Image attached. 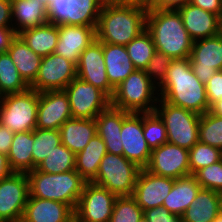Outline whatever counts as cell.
<instances>
[{
	"label": "cell",
	"mask_w": 222,
	"mask_h": 222,
	"mask_svg": "<svg viewBox=\"0 0 222 222\" xmlns=\"http://www.w3.org/2000/svg\"><path fill=\"white\" fill-rule=\"evenodd\" d=\"M70 118V103L64 90L39 93L36 128L59 130Z\"/></svg>",
	"instance_id": "cell-18"
},
{
	"label": "cell",
	"mask_w": 222,
	"mask_h": 222,
	"mask_svg": "<svg viewBox=\"0 0 222 222\" xmlns=\"http://www.w3.org/2000/svg\"><path fill=\"white\" fill-rule=\"evenodd\" d=\"M142 216L143 210L133 196H118L109 222H138Z\"/></svg>",
	"instance_id": "cell-40"
},
{
	"label": "cell",
	"mask_w": 222,
	"mask_h": 222,
	"mask_svg": "<svg viewBox=\"0 0 222 222\" xmlns=\"http://www.w3.org/2000/svg\"><path fill=\"white\" fill-rule=\"evenodd\" d=\"M158 100L157 86L144 70L136 69L115 89L111 106L132 113L154 112Z\"/></svg>",
	"instance_id": "cell-5"
},
{
	"label": "cell",
	"mask_w": 222,
	"mask_h": 222,
	"mask_svg": "<svg viewBox=\"0 0 222 222\" xmlns=\"http://www.w3.org/2000/svg\"><path fill=\"white\" fill-rule=\"evenodd\" d=\"M187 3H189V0H157L150 9L178 10Z\"/></svg>",
	"instance_id": "cell-49"
},
{
	"label": "cell",
	"mask_w": 222,
	"mask_h": 222,
	"mask_svg": "<svg viewBox=\"0 0 222 222\" xmlns=\"http://www.w3.org/2000/svg\"><path fill=\"white\" fill-rule=\"evenodd\" d=\"M194 176L202 188L222 194V160L201 168Z\"/></svg>",
	"instance_id": "cell-41"
},
{
	"label": "cell",
	"mask_w": 222,
	"mask_h": 222,
	"mask_svg": "<svg viewBox=\"0 0 222 222\" xmlns=\"http://www.w3.org/2000/svg\"><path fill=\"white\" fill-rule=\"evenodd\" d=\"M96 39V29L91 26L60 25L56 54L75 63L79 62L80 54Z\"/></svg>",
	"instance_id": "cell-20"
},
{
	"label": "cell",
	"mask_w": 222,
	"mask_h": 222,
	"mask_svg": "<svg viewBox=\"0 0 222 222\" xmlns=\"http://www.w3.org/2000/svg\"><path fill=\"white\" fill-rule=\"evenodd\" d=\"M39 92L32 88L3 95L0 104V123L13 133L36 128Z\"/></svg>",
	"instance_id": "cell-7"
},
{
	"label": "cell",
	"mask_w": 222,
	"mask_h": 222,
	"mask_svg": "<svg viewBox=\"0 0 222 222\" xmlns=\"http://www.w3.org/2000/svg\"><path fill=\"white\" fill-rule=\"evenodd\" d=\"M17 36L13 27H0V53L10 48L12 40Z\"/></svg>",
	"instance_id": "cell-47"
},
{
	"label": "cell",
	"mask_w": 222,
	"mask_h": 222,
	"mask_svg": "<svg viewBox=\"0 0 222 222\" xmlns=\"http://www.w3.org/2000/svg\"><path fill=\"white\" fill-rule=\"evenodd\" d=\"M185 29L193 41L212 37L222 32V19L190 2L178 9Z\"/></svg>",
	"instance_id": "cell-21"
},
{
	"label": "cell",
	"mask_w": 222,
	"mask_h": 222,
	"mask_svg": "<svg viewBox=\"0 0 222 222\" xmlns=\"http://www.w3.org/2000/svg\"><path fill=\"white\" fill-rule=\"evenodd\" d=\"M158 92L164 101L199 115L210 109L205 85L193 73L189 57L172 60Z\"/></svg>",
	"instance_id": "cell-1"
},
{
	"label": "cell",
	"mask_w": 222,
	"mask_h": 222,
	"mask_svg": "<svg viewBox=\"0 0 222 222\" xmlns=\"http://www.w3.org/2000/svg\"><path fill=\"white\" fill-rule=\"evenodd\" d=\"M199 141L222 151V117L210 111L200 115Z\"/></svg>",
	"instance_id": "cell-37"
},
{
	"label": "cell",
	"mask_w": 222,
	"mask_h": 222,
	"mask_svg": "<svg viewBox=\"0 0 222 222\" xmlns=\"http://www.w3.org/2000/svg\"><path fill=\"white\" fill-rule=\"evenodd\" d=\"M102 6L106 5H131V0H99Z\"/></svg>",
	"instance_id": "cell-53"
},
{
	"label": "cell",
	"mask_w": 222,
	"mask_h": 222,
	"mask_svg": "<svg viewBox=\"0 0 222 222\" xmlns=\"http://www.w3.org/2000/svg\"><path fill=\"white\" fill-rule=\"evenodd\" d=\"M130 60L138 70H145L148 62L156 52L150 33L145 30L126 46Z\"/></svg>",
	"instance_id": "cell-34"
},
{
	"label": "cell",
	"mask_w": 222,
	"mask_h": 222,
	"mask_svg": "<svg viewBox=\"0 0 222 222\" xmlns=\"http://www.w3.org/2000/svg\"><path fill=\"white\" fill-rule=\"evenodd\" d=\"M76 155L62 143L55 148L37 167L40 172L62 173L75 170Z\"/></svg>",
	"instance_id": "cell-35"
},
{
	"label": "cell",
	"mask_w": 222,
	"mask_h": 222,
	"mask_svg": "<svg viewBox=\"0 0 222 222\" xmlns=\"http://www.w3.org/2000/svg\"><path fill=\"white\" fill-rule=\"evenodd\" d=\"M172 60L170 56L156 51L148 62L144 71L157 88L163 83Z\"/></svg>",
	"instance_id": "cell-42"
},
{
	"label": "cell",
	"mask_w": 222,
	"mask_h": 222,
	"mask_svg": "<svg viewBox=\"0 0 222 222\" xmlns=\"http://www.w3.org/2000/svg\"><path fill=\"white\" fill-rule=\"evenodd\" d=\"M7 52L20 76L30 86L37 78L42 57L30 49L18 34Z\"/></svg>",
	"instance_id": "cell-29"
},
{
	"label": "cell",
	"mask_w": 222,
	"mask_h": 222,
	"mask_svg": "<svg viewBox=\"0 0 222 222\" xmlns=\"http://www.w3.org/2000/svg\"><path fill=\"white\" fill-rule=\"evenodd\" d=\"M189 2L205 11L218 15L222 19V0H189Z\"/></svg>",
	"instance_id": "cell-45"
},
{
	"label": "cell",
	"mask_w": 222,
	"mask_h": 222,
	"mask_svg": "<svg viewBox=\"0 0 222 222\" xmlns=\"http://www.w3.org/2000/svg\"><path fill=\"white\" fill-rule=\"evenodd\" d=\"M157 0H131V4L135 6H141L146 9H150Z\"/></svg>",
	"instance_id": "cell-51"
},
{
	"label": "cell",
	"mask_w": 222,
	"mask_h": 222,
	"mask_svg": "<svg viewBox=\"0 0 222 222\" xmlns=\"http://www.w3.org/2000/svg\"><path fill=\"white\" fill-rule=\"evenodd\" d=\"M148 9L135 5L102 6L96 38L102 43L126 46L146 30Z\"/></svg>",
	"instance_id": "cell-2"
},
{
	"label": "cell",
	"mask_w": 222,
	"mask_h": 222,
	"mask_svg": "<svg viewBox=\"0 0 222 222\" xmlns=\"http://www.w3.org/2000/svg\"><path fill=\"white\" fill-rule=\"evenodd\" d=\"M72 118L95 119L111 105V99L100 89L76 77L65 89Z\"/></svg>",
	"instance_id": "cell-10"
},
{
	"label": "cell",
	"mask_w": 222,
	"mask_h": 222,
	"mask_svg": "<svg viewBox=\"0 0 222 222\" xmlns=\"http://www.w3.org/2000/svg\"><path fill=\"white\" fill-rule=\"evenodd\" d=\"M107 153L101 137L95 135L87 146L76 154L75 170L87 181L92 182L98 173L100 162Z\"/></svg>",
	"instance_id": "cell-31"
},
{
	"label": "cell",
	"mask_w": 222,
	"mask_h": 222,
	"mask_svg": "<svg viewBox=\"0 0 222 222\" xmlns=\"http://www.w3.org/2000/svg\"><path fill=\"white\" fill-rule=\"evenodd\" d=\"M47 7L48 22L97 28L102 5L99 0H35Z\"/></svg>",
	"instance_id": "cell-9"
},
{
	"label": "cell",
	"mask_w": 222,
	"mask_h": 222,
	"mask_svg": "<svg viewBox=\"0 0 222 222\" xmlns=\"http://www.w3.org/2000/svg\"><path fill=\"white\" fill-rule=\"evenodd\" d=\"M12 22L15 32L43 25L48 22L47 7L35 0H11Z\"/></svg>",
	"instance_id": "cell-27"
},
{
	"label": "cell",
	"mask_w": 222,
	"mask_h": 222,
	"mask_svg": "<svg viewBox=\"0 0 222 222\" xmlns=\"http://www.w3.org/2000/svg\"><path fill=\"white\" fill-rule=\"evenodd\" d=\"M209 111L216 116L222 117V99L214 102Z\"/></svg>",
	"instance_id": "cell-52"
},
{
	"label": "cell",
	"mask_w": 222,
	"mask_h": 222,
	"mask_svg": "<svg viewBox=\"0 0 222 222\" xmlns=\"http://www.w3.org/2000/svg\"><path fill=\"white\" fill-rule=\"evenodd\" d=\"M146 30L152 37L156 51L172 59L190 57L194 41L185 29L178 10L148 9Z\"/></svg>",
	"instance_id": "cell-3"
},
{
	"label": "cell",
	"mask_w": 222,
	"mask_h": 222,
	"mask_svg": "<svg viewBox=\"0 0 222 222\" xmlns=\"http://www.w3.org/2000/svg\"><path fill=\"white\" fill-rule=\"evenodd\" d=\"M30 86L20 76L8 52L0 53V94L7 95L27 90Z\"/></svg>",
	"instance_id": "cell-33"
},
{
	"label": "cell",
	"mask_w": 222,
	"mask_h": 222,
	"mask_svg": "<svg viewBox=\"0 0 222 222\" xmlns=\"http://www.w3.org/2000/svg\"><path fill=\"white\" fill-rule=\"evenodd\" d=\"M26 174L30 197L59 201L74 211L87 183L76 170L52 174L34 169Z\"/></svg>",
	"instance_id": "cell-4"
},
{
	"label": "cell",
	"mask_w": 222,
	"mask_h": 222,
	"mask_svg": "<svg viewBox=\"0 0 222 222\" xmlns=\"http://www.w3.org/2000/svg\"><path fill=\"white\" fill-rule=\"evenodd\" d=\"M201 188L194 175L177 178L162 207L172 214L182 216Z\"/></svg>",
	"instance_id": "cell-28"
},
{
	"label": "cell",
	"mask_w": 222,
	"mask_h": 222,
	"mask_svg": "<svg viewBox=\"0 0 222 222\" xmlns=\"http://www.w3.org/2000/svg\"><path fill=\"white\" fill-rule=\"evenodd\" d=\"M77 77V65L51 53L42 57L39 73L30 88L37 92L64 90Z\"/></svg>",
	"instance_id": "cell-12"
},
{
	"label": "cell",
	"mask_w": 222,
	"mask_h": 222,
	"mask_svg": "<svg viewBox=\"0 0 222 222\" xmlns=\"http://www.w3.org/2000/svg\"><path fill=\"white\" fill-rule=\"evenodd\" d=\"M28 197L26 173L14 172L0 180V222H21Z\"/></svg>",
	"instance_id": "cell-11"
},
{
	"label": "cell",
	"mask_w": 222,
	"mask_h": 222,
	"mask_svg": "<svg viewBox=\"0 0 222 222\" xmlns=\"http://www.w3.org/2000/svg\"><path fill=\"white\" fill-rule=\"evenodd\" d=\"M143 215L148 222H182V216L172 214L162 206L144 210Z\"/></svg>",
	"instance_id": "cell-43"
},
{
	"label": "cell",
	"mask_w": 222,
	"mask_h": 222,
	"mask_svg": "<svg viewBox=\"0 0 222 222\" xmlns=\"http://www.w3.org/2000/svg\"><path fill=\"white\" fill-rule=\"evenodd\" d=\"M14 171L11 169L8 156L0 153V180L10 176Z\"/></svg>",
	"instance_id": "cell-50"
},
{
	"label": "cell",
	"mask_w": 222,
	"mask_h": 222,
	"mask_svg": "<svg viewBox=\"0 0 222 222\" xmlns=\"http://www.w3.org/2000/svg\"><path fill=\"white\" fill-rule=\"evenodd\" d=\"M103 55L108 81L116 89L136 68L123 45L103 43Z\"/></svg>",
	"instance_id": "cell-25"
},
{
	"label": "cell",
	"mask_w": 222,
	"mask_h": 222,
	"mask_svg": "<svg viewBox=\"0 0 222 222\" xmlns=\"http://www.w3.org/2000/svg\"><path fill=\"white\" fill-rule=\"evenodd\" d=\"M205 89L209 106L222 99V70L216 71L214 76L206 83Z\"/></svg>",
	"instance_id": "cell-44"
},
{
	"label": "cell",
	"mask_w": 222,
	"mask_h": 222,
	"mask_svg": "<svg viewBox=\"0 0 222 222\" xmlns=\"http://www.w3.org/2000/svg\"><path fill=\"white\" fill-rule=\"evenodd\" d=\"M59 131L61 143L76 155L97 135V124L95 119L70 118Z\"/></svg>",
	"instance_id": "cell-24"
},
{
	"label": "cell",
	"mask_w": 222,
	"mask_h": 222,
	"mask_svg": "<svg viewBox=\"0 0 222 222\" xmlns=\"http://www.w3.org/2000/svg\"><path fill=\"white\" fill-rule=\"evenodd\" d=\"M121 138L123 156L144 169L149 163L151 150L143 133V113L130 112L123 119Z\"/></svg>",
	"instance_id": "cell-17"
},
{
	"label": "cell",
	"mask_w": 222,
	"mask_h": 222,
	"mask_svg": "<svg viewBox=\"0 0 222 222\" xmlns=\"http://www.w3.org/2000/svg\"><path fill=\"white\" fill-rule=\"evenodd\" d=\"M189 59L193 73L206 85L216 71L222 70V32L194 41Z\"/></svg>",
	"instance_id": "cell-14"
},
{
	"label": "cell",
	"mask_w": 222,
	"mask_h": 222,
	"mask_svg": "<svg viewBox=\"0 0 222 222\" xmlns=\"http://www.w3.org/2000/svg\"><path fill=\"white\" fill-rule=\"evenodd\" d=\"M222 160V151L198 141L189 150L190 175H194L201 168Z\"/></svg>",
	"instance_id": "cell-39"
},
{
	"label": "cell",
	"mask_w": 222,
	"mask_h": 222,
	"mask_svg": "<svg viewBox=\"0 0 222 222\" xmlns=\"http://www.w3.org/2000/svg\"><path fill=\"white\" fill-rule=\"evenodd\" d=\"M149 172L173 179L190 175L189 150L169 142L151 151Z\"/></svg>",
	"instance_id": "cell-15"
},
{
	"label": "cell",
	"mask_w": 222,
	"mask_h": 222,
	"mask_svg": "<svg viewBox=\"0 0 222 222\" xmlns=\"http://www.w3.org/2000/svg\"><path fill=\"white\" fill-rule=\"evenodd\" d=\"M74 215L65 203L29 196L21 222H73Z\"/></svg>",
	"instance_id": "cell-22"
},
{
	"label": "cell",
	"mask_w": 222,
	"mask_h": 222,
	"mask_svg": "<svg viewBox=\"0 0 222 222\" xmlns=\"http://www.w3.org/2000/svg\"><path fill=\"white\" fill-rule=\"evenodd\" d=\"M27 46L41 57L55 52L58 41V26L52 23L25 29L18 33Z\"/></svg>",
	"instance_id": "cell-30"
},
{
	"label": "cell",
	"mask_w": 222,
	"mask_h": 222,
	"mask_svg": "<svg viewBox=\"0 0 222 222\" xmlns=\"http://www.w3.org/2000/svg\"><path fill=\"white\" fill-rule=\"evenodd\" d=\"M61 144L59 130L34 129L33 170Z\"/></svg>",
	"instance_id": "cell-36"
},
{
	"label": "cell",
	"mask_w": 222,
	"mask_h": 222,
	"mask_svg": "<svg viewBox=\"0 0 222 222\" xmlns=\"http://www.w3.org/2000/svg\"><path fill=\"white\" fill-rule=\"evenodd\" d=\"M174 180L173 178L153 174L145 168L140 169L133 197L143 211L154 207H161L163 206L164 199L172 189Z\"/></svg>",
	"instance_id": "cell-19"
},
{
	"label": "cell",
	"mask_w": 222,
	"mask_h": 222,
	"mask_svg": "<svg viewBox=\"0 0 222 222\" xmlns=\"http://www.w3.org/2000/svg\"><path fill=\"white\" fill-rule=\"evenodd\" d=\"M140 169L123 155L107 152L100 162L97 176L92 183L106 188L117 196H133Z\"/></svg>",
	"instance_id": "cell-8"
},
{
	"label": "cell",
	"mask_w": 222,
	"mask_h": 222,
	"mask_svg": "<svg viewBox=\"0 0 222 222\" xmlns=\"http://www.w3.org/2000/svg\"><path fill=\"white\" fill-rule=\"evenodd\" d=\"M73 222H87V221H81L74 215Z\"/></svg>",
	"instance_id": "cell-55"
},
{
	"label": "cell",
	"mask_w": 222,
	"mask_h": 222,
	"mask_svg": "<svg viewBox=\"0 0 222 222\" xmlns=\"http://www.w3.org/2000/svg\"><path fill=\"white\" fill-rule=\"evenodd\" d=\"M13 138L14 133L0 123V153L8 155Z\"/></svg>",
	"instance_id": "cell-48"
},
{
	"label": "cell",
	"mask_w": 222,
	"mask_h": 222,
	"mask_svg": "<svg viewBox=\"0 0 222 222\" xmlns=\"http://www.w3.org/2000/svg\"><path fill=\"white\" fill-rule=\"evenodd\" d=\"M219 214L222 216V200H221V203H220V212Z\"/></svg>",
	"instance_id": "cell-57"
},
{
	"label": "cell",
	"mask_w": 222,
	"mask_h": 222,
	"mask_svg": "<svg viewBox=\"0 0 222 222\" xmlns=\"http://www.w3.org/2000/svg\"><path fill=\"white\" fill-rule=\"evenodd\" d=\"M0 27H13L11 0H0Z\"/></svg>",
	"instance_id": "cell-46"
},
{
	"label": "cell",
	"mask_w": 222,
	"mask_h": 222,
	"mask_svg": "<svg viewBox=\"0 0 222 222\" xmlns=\"http://www.w3.org/2000/svg\"><path fill=\"white\" fill-rule=\"evenodd\" d=\"M138 222H148L146 217L143 215L142 218Z\"/></svg>",
	"instance_id": "cell-56"
},
{
	"label": "cell",
	"mask_w": 222,
	"mask_h": 222,
	"mask_svg": "<svg viewBox=\"0 0 222 222\" xmlns=\"http://www.w3.org/2000/svg\"><path fill=\"white\" fill-rule=\"evenodd\" d=\"M222 194L201 188L182 215V222H213L220 212Z\"/></svg>",
	"instance_id": "cell-26"
},
{
	"label": "cell",
	"mask_w": 222,
	"mask_h": 222,
	"mask_svg": "<svg viewBox=\"0 0 222 222\" xmlns=\"http://www.w3.org/2000/svg\"><path fill=\"white\" fill-rule=\"evenodd\" d=\"M117 195L92 182H87L74 211L81 221L109 222Z\"/></svg>",
	"instance_id": "cell-13"
},
{
	"label": "cell",
	"mask_w": 222,
	"mask_h": 222,
	"mask_svg": "<svg viewBox=\"0 0 222 222\" xmlns=\"http://www.w3.org/2000/svg\"><path fill=\"white\" fill-rule=\"evenodd\" d=\"M129 113L110 105L95 118L97 134L104 141L107 152L114 155H123L121 130L123 119Z\"/></svg>",
	"instance_id": "cell-23"
},
{
	"label": "cell",
	"mask_w": 222,
	"mask_h": 222,
	"mask_svg": "<svg viewBox=\"0 0 222 222\" xmlns=\"http://www.w3.org/2000/svg\"><path fill=\"white\" fill-rule=\"evenodd\" d=\"M143 133L151 151L168 142L165 124L155 111L143 113Z\"/></svg>",
	"instance_id": "cell-38"
},
{
	"label": "cell",
	"mask_w": 222,
	"mask_h": 222,
	"mask_svg": "<svg viewBox=\"0 0 222 222\" xmlns=\"http://www.w3.org/2000/svg\"><path fill=\"white\" fill-rule=\"evenodd\" d=\"M155 112L163 120L167 141L190 150L199 141L200 115L159 98Z\"/></svg>",
	"instance_id": "cell-6"
},
{
	"label": "cell",
	"mask_w": 222,
	"mask_h": 222,
	"mask_svg": "<svg viewBox=\"0 0 222 222\" xmlns=\"http://www.w3.org/2000/svg\"><path fill=\"white\" fill-rule=\"evenodd\" d=\"M213 222H222V216L219 214V216Z\"/></svg>",
	"instance_id": "cell-54"
},
{
	"label": "cell",
	"mask_w": 222,
	"mask_h": 222,
	"mask_svg": "<svg viewBox=\"0 0 222 222\" xmlns=\"http://www.w3.org/2000/svg\"><path fill=\"white\" fill-rule=\"evenodd\" d=\"M77 77L100 89L110 99L113 97L115 89L107 78L103 43L97 38L80 54Z\"/></svg>",
	"instance_id": "cell-16"
},
{
	"label": "cell",
	"mask_w": 222,
	"mask_h": 222,
	"mask_svg": "<svg viewBox=\"0 0 222 222\" xmlns=\"http://www.w3.org/2000/svg\"><path fill=\"white\" fill-rule=\"evenodd\" d=\"M34 130L14 133L8 161L14 172L28 173L33 170Z\"/></svg>",
	"instance_id": "cell-32"
}]
</instances>
